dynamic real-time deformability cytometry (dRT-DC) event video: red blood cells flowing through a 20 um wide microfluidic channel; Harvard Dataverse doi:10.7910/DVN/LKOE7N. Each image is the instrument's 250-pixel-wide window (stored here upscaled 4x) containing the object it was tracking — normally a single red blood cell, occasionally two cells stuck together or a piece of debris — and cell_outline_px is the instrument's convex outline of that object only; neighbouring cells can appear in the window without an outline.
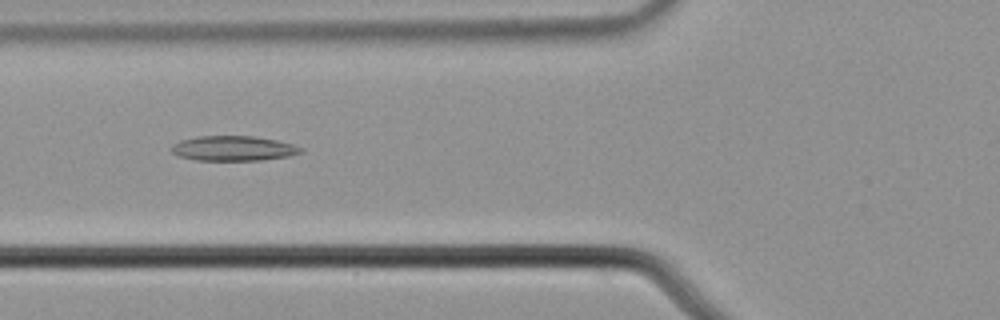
{"species": "common noctule bat (a hibernating species)", "species_latin": "Nyctalus noctula", "temperature_condition": "cold", "stored_images_in_passage": 8, "camera_frame_rate_fps": 3000, "um_per_image_px": 0.085, "animal": {"sex": "male", "body_mass_g": 21.5, "forearm_length_mm": 52.0}, "frame": {"image": 1, "passage_image": 4, "time_ms": 1.0, "image_size_px": [1000, 320], "cell_outline_px": [[304, 152], [288, 156], [260, 160], [196, 160], [180, 156], [172, 152], [168, 148], [172, 144], [180, 140], [196, 136], [252, 136], [276, 140], [292, 144], [304, 148]], "centroid_in_image_um": [19.81, 12.6], "position_along_channel_um": 106.0, "area_um2": 18.84}}
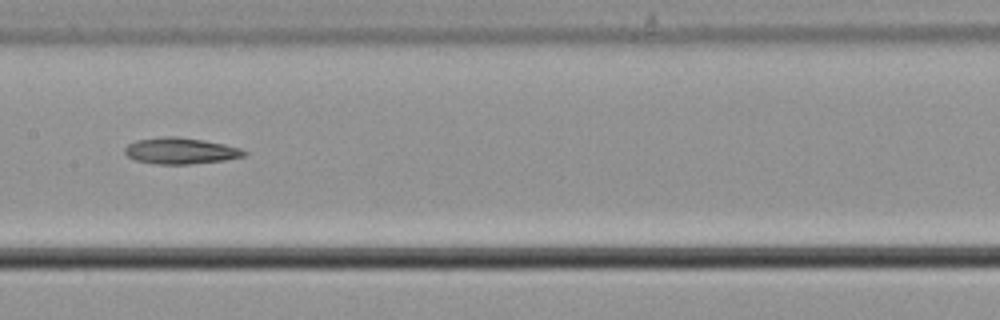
{"frame": {"image": 2, "passage_image": 6, "time_ms": 1.667, "image_size_px": [1000, 320], "cell_outline_px": [[248, 152], [244, 156], [224, 160], [188, 164], [152, 164], [136, 160], [128, 156], [124, 152], [124, 148], [128, 144], [136, 140], [164, 136], [176, 136], [204, 140], [224, 144], [240, 148]], "centroid_in_image_um": [15.33, 12.82], "position_along_channel_um": 192.1, "area_um2": 18.26}}
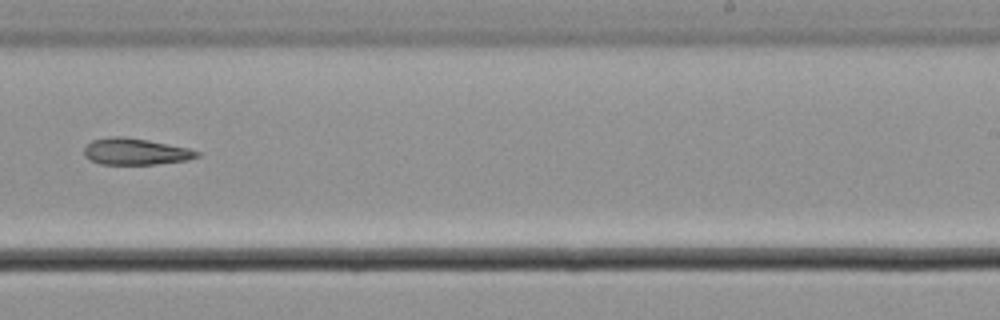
{"frame": {"image": 3, "passage_image": 8, "time_ms": 2.333, "image_size_px": [1000, 320], "cell_outline_px": [[200, 156], [188, 160], [156, 164], [100, 164], [88, 160], [84, 156], [84, 148], [92, 140], [108, 136], [124, 136], [148, 140], [188, 148], [200, 152]], "centroid_in_image_um": [11.49, 12.88], "position_along_channel_um": 277.5, "area_um2": 17.57}}